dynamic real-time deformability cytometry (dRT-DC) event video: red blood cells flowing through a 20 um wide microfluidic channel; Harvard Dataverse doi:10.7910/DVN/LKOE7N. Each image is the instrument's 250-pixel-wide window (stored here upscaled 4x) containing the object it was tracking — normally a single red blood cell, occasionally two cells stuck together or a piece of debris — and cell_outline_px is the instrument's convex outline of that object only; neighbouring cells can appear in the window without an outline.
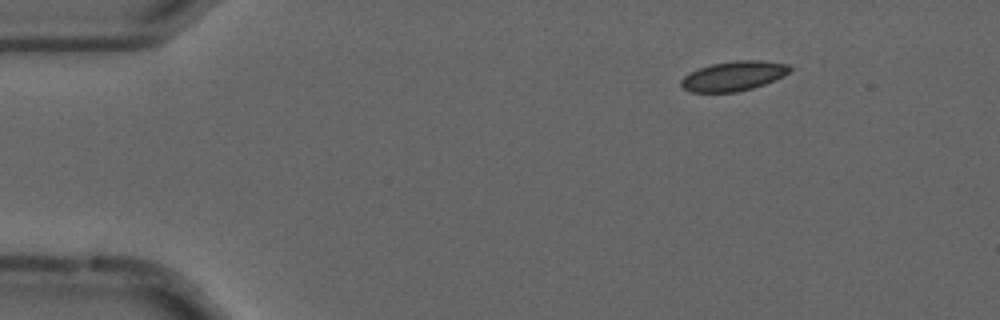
{"species": "common noctule bat (a hibernating species)", "species_latin": "Nyctalus noctula", "temperature_condition": "cold", "stored_images_in_passage": 56, "camera_frame_rate_fps": 3000, "um_per_image_px": 0.085, "animal": {"sex": "male", "forearm_length_mm": 52.5}, "frame": {"image": 1, "passage_image": 8, "time_ms": 2.333, "image_size_px": [1000, 320], "cell_outline_px": [[792, 68], [784, 76], [776, 80], [752, 88], [736, 92], [688, 92], [680, 84], [680, 80], [688, 72], [712, 64], [736, 60], [760, 60], [788, 64]], "centroid_in_image_um": [62.34, 6.46], "position_along_channel_um": 22.7, "area_um2": 18.84}}
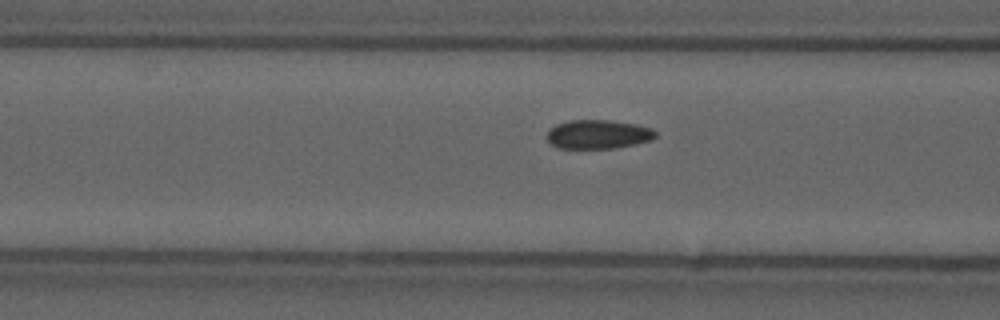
{"frame": {"image": 2, "passage_image": 22, "time_ms": 7.0, "image_size_px": [1000, 320], "cell_outline_px": [[656, 136], [652, 140], [636, 144], [616, 148], [556, 148], [548, 140], [548, 132], [556, 124], [568, 120], [608, 120], [636, 124], [652, 128], [656, 132]], "centroid_in_image_um": [50.87, 11.42], "position_along_channel_um": 115.7, "area_um2": 18.32}}
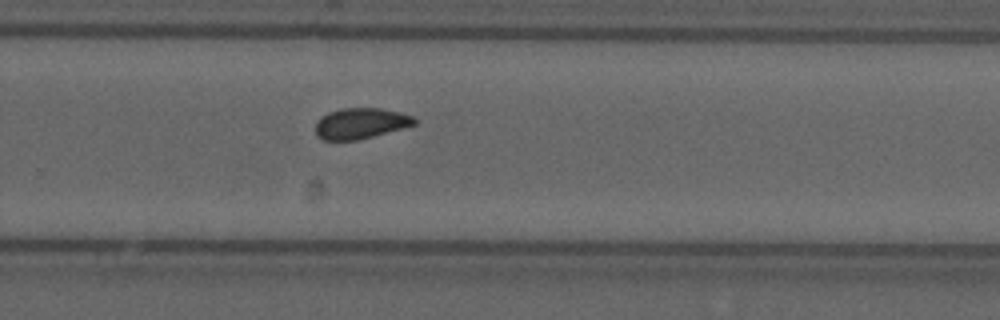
{"frame": {"image": 3, "passage_image": 37, "time_ms": 12.0, "image_size_px": [1000, 320], "cell_outline_px": [[416, 124], [404, 128], [360, 140], [324, 140], [316, 136], [316, 120], [320, 116], [328, 112], [340, 108], [380, 108], [400, 112], [412, 116], [416, 120]], "centroid_in_image_um": [30.63, 10.49], "position_along_channel_um": 299.2, "area_um2": 17.98}, "authors_computed_cell_mechanics": {"area_um2": 18.3515, "velocity_mm_per_s": 3.6725, "shape_relaxation_time_tau1_ms": null, "shape_relaxation_time_tau2_ms": 2.9286, "deformation_change_tau1": null, "deformation_change_tau2": 0.0473}}